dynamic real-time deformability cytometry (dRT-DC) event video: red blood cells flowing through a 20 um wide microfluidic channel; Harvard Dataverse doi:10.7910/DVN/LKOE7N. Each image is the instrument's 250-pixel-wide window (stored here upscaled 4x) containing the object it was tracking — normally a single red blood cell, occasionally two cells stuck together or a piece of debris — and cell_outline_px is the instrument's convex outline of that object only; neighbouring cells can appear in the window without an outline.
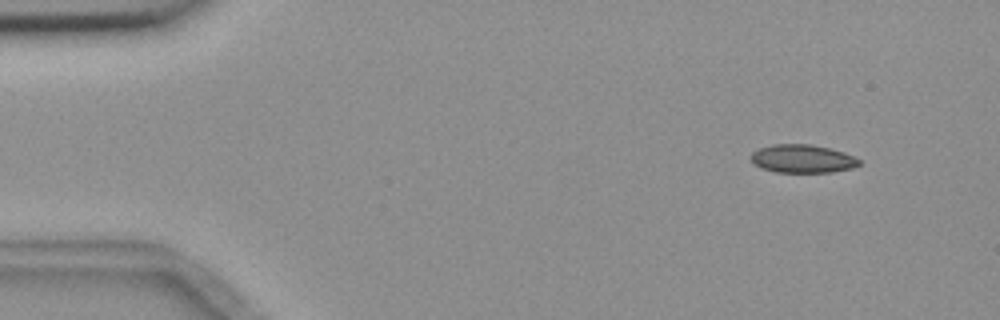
{"species": "common noctule bat (a hibernating species)", "species_latin": "Nyctalus noctula", "temperature_condition": "room temperature", "stored_images_in_passage": 4, "camera_frame_rate_fps": 3000, "um_per_image_px": 0.085, "animal": {"sex": "female", "body_mass_g": 18.4}, "frame": {"image": 1, "passage_image": 1, "time_ms": 0.0, "image_size_px": [1000, 320], "cell_outline_px": [[860, 164], [852, 168], [832, 172], [776, 172], [760, 168], [752, 164], [748, 156], [752, 152], [760, 148], [772, 144], [808, 144], [828, 148], [844, 152], [860, 160]], "centroid_in_image_um": [68.14, 13.5], "position_along_channel_um": 16.9, "area_um2": 17.92}}
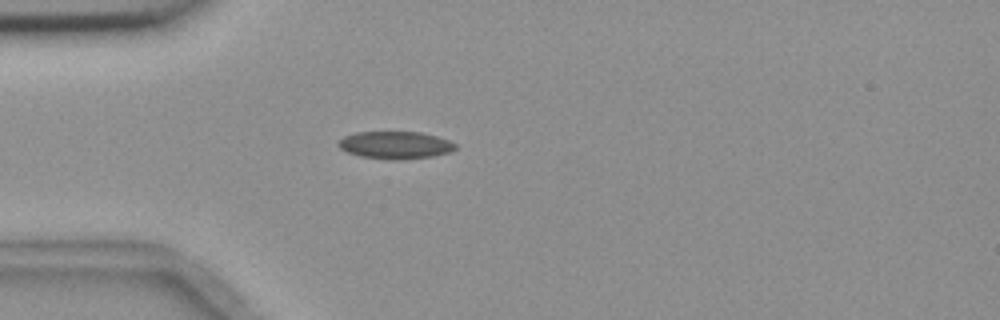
{"frame": {"image": 2, "passage_image": 4, "time_ms": 3.333, "image_size_px": [1000, 320], "cell_outline_px": [[456, 148], [452, 152], [432, 156], [400, 160], [392, 160], [360, 156], [348, 152], [340, 148], [336, 144], [344, 136], [356, 132], [420, 132], [436, 136], [448, 140], [456, 144]], "centroid_in_image_um": [33.61, 12.33], "position_along_channel_um": 51.4, "area_um2": 18.73}}